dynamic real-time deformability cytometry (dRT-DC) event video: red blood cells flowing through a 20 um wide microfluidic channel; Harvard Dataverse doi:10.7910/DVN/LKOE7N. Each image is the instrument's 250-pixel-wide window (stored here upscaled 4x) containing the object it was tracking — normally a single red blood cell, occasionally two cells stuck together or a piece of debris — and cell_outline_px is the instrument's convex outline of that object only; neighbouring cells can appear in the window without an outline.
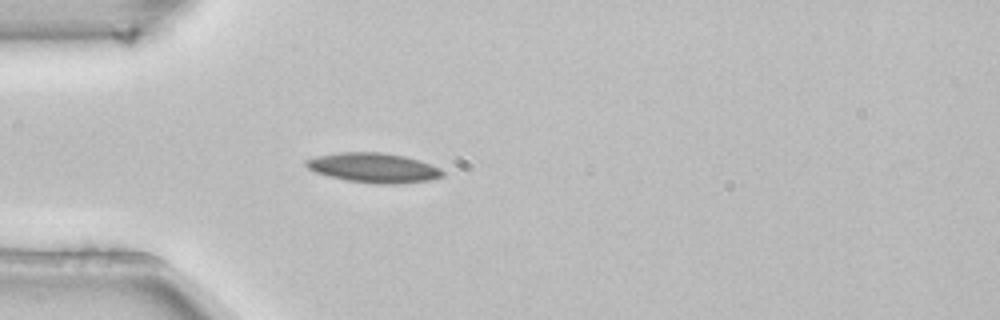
{"species": "common noctule bat (a hibernating species)", "species_latin": "Nyctalus noctula", "temperature_condition": "room temperature", "stored_images_in_passage": 1, "camera_frame_rate_fps": 3000, "um_per_image_px": 0.085, "animal": {"sex": "female", "body_mass_g": 22.7, "forearm_length_mm": 54.2}, "frame": {"image": 1, "passage_image": 1, "time_ms": 0.0, "image_size_px": [1000, 320], "cell_outline_px": [[444, 176], [428, 180], [400, 184], [380, 184], [348, 180], [328, 176], [316, 172], [308, 168], [304, 164], [304, 160], [316, 156], [340, 152], [380, 152], [404, 156], [420, 160], [432, 164], [440, 168], [444, 172]], "centroid_in_image_um": [31.77, 14.25], "position_along_channel_um": 53.2, "area_um2": 23.64}}